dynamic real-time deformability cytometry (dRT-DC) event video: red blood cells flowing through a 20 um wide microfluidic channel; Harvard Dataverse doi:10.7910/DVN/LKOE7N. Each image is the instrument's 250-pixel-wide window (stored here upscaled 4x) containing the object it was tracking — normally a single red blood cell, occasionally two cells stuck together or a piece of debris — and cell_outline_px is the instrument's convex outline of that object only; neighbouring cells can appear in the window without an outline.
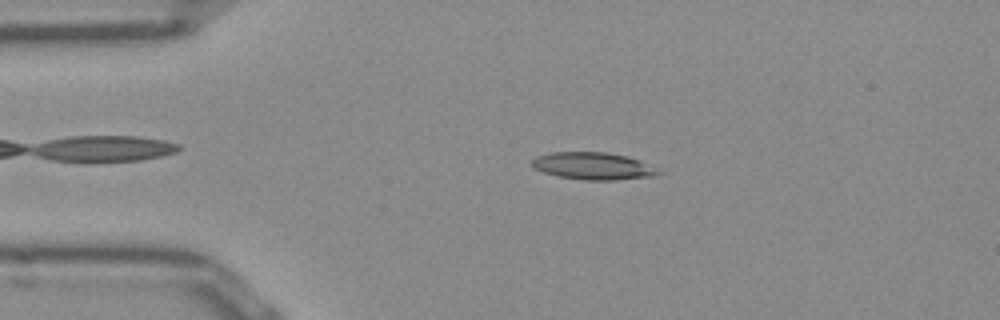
{"species": "Egyptian fruit bat (a non-hibernating species)", "species_latin": "Rousettus aegyptiacus", "temperature_condition": "room temperature", "stored_images_in_passage": 51, "camera_frame_rate_fps": 3000, "um_per_image_px": 0.085, "frame": {"image": 1, "passage_image": 10, "time_ms": 3.0, "image_size_px": [1000, 320], "cell_outline_px": [[664, 172], [656, 176], [616, 180], [584, 180], [560, 176], [544, 172], [536, 168], [532, 164], [532, 160], [536, 156], [552, 152], [608, 152], [628, 156], [640, 160]], "centroid_in_image_um": [50.48, 14.11], "position_along_channel_um": 34.5, "area_um2": 20.11}}
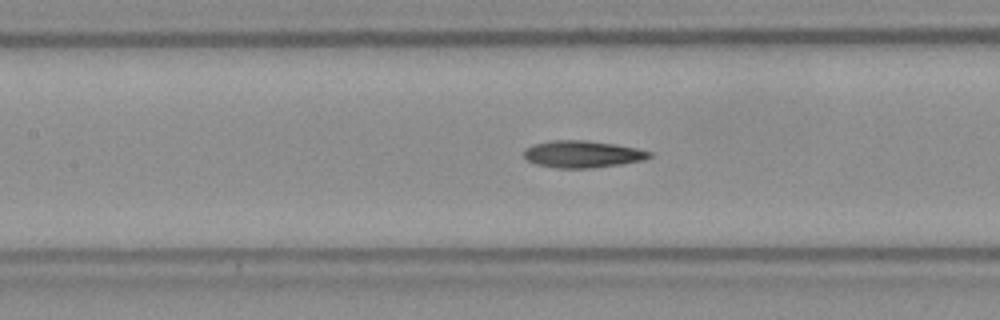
{"frame": {"image": 2, "passage_image": 22, "time_ms": 7.0, "image_size_px": [1000, 320], "cell_outline_px": [[652, 156], [644, 160], [620, 164], [592, 168], [556, 168], [536, 164], [528, 160], [524, 156], [524, 148], [536, 144], [552, 140], [584, 140], [612, 144], [636, 148], [652, 152]], "centroid_in_image_um": [49.51, 13.11], "position_along_channel_um": 157.9, "area_um2": 19.59}}
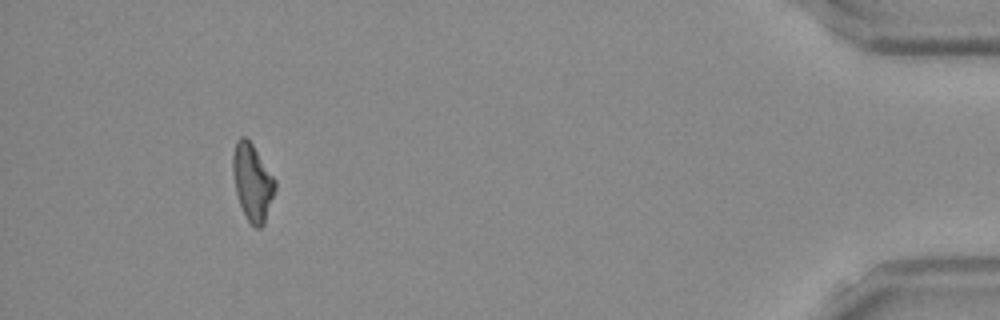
{"frame": {"image": 3, "passage_image": 47, "time_ms": 15.333, "image_size_px": [1000, 320], "cell_outline_px": [[276, 188], [264, 224], [260, 228], [256, 228], [248, 220], [240, 204], [236, 192], [232, 172], [232, 156], [236, 140], [240, 136], [244, 136], [252, 144], [276, 180]], "centroid_in_image_um": [21.45, 15.47], "position_along_channel_um": 413.8, "area_um2": 18.79}, "authors_computed_cell_mechanics": {"area_um2": 18.9584, "velocity_mm_per_s": 3.9103, "shape_relaxation_time_tau1_ms": null, "shape_relaxation_time_tau2_ms": 8.0585, "deformation_change_tau1": null, "deformation_change_tau2": 0.2018}}